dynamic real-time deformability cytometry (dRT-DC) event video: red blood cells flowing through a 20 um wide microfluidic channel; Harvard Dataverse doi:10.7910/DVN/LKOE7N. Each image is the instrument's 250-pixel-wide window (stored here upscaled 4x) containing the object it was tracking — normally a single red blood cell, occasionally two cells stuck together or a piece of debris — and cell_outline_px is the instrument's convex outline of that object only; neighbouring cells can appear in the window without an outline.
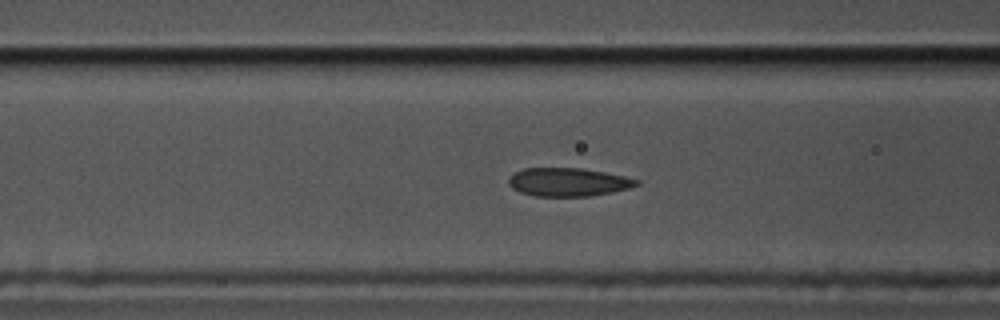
{"species": "common noctule bat (a hibernating species)", "species_latin": "Nyctalus noctula", "temperature_condition": "cold", "stored_images_in_passage": 35, "camera_frame_rate_fps": 3000, "um_per_image_px": 0.085, "animal": {"sex": "male", "body_mass_g": 17.5, "forearm_length_mm": 52.3}, "frame": {"image": 1, "passage_image": 12, "time_ms": 3.667, "image_size_px": [1000, 320], "cell_outline_px": [[640, 184], [628, 188], [588, 196], [536, 196], [520, 192], [512, 188], [508, 184], [508, 180], [516, 172], [524, 168], [580, 168], [604, 172], [624, 176], [640, 180]], "centroid_in_image_um": [48.28, 15.47], "position_along_channel_um": 118.3, "area_um2": 20.87}}
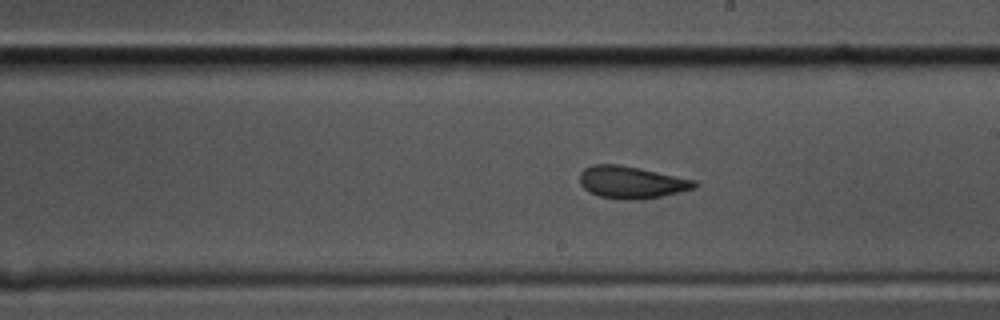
{"frame": {"image": 2, "passage_image": 22, "time_ms": 7.0, "image_size_px": [1000, 320], "cell_outline_px": [[700, 184], [696, 188], [660, 196], [636, 200], [628, 200], [600, 196], [588, 192], [580, 184], [580, 172], [584, 168], [592, 164], [620, 164], [640, 168], [696, 180]], "centroid_in_image_um": [53.67, 15.48], "position_along_channel_um": 235.3, "area_um2": 21.62}}
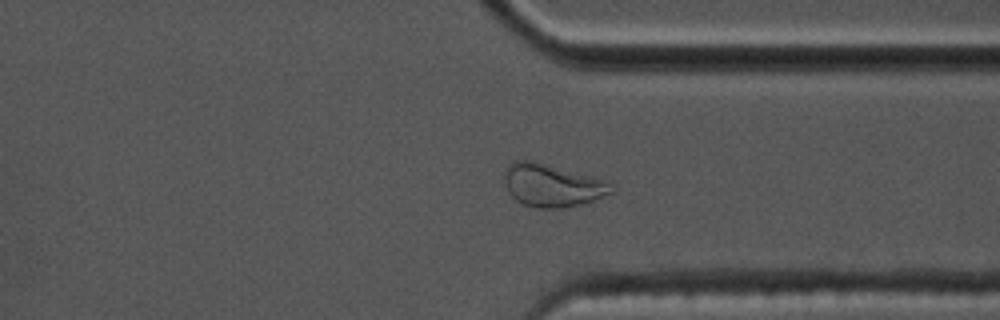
{"frame": {"image": 3, "passage_image": 33, "time_ms": 10.667, "image_size_px": [1000, 320], "cell_outline_px": [[616, 192], [596, 200], [564, 208], [536, 208], [524, 204], [516, 200], [508, 192], [504, 184], [504, 172], [508, 164], [516, 160], [532, 160], [612, 180]], "centroid_in_image_um": [47.01, 15.74], "position_along_channel_um": 364.4, "area_um2": 27.51}}